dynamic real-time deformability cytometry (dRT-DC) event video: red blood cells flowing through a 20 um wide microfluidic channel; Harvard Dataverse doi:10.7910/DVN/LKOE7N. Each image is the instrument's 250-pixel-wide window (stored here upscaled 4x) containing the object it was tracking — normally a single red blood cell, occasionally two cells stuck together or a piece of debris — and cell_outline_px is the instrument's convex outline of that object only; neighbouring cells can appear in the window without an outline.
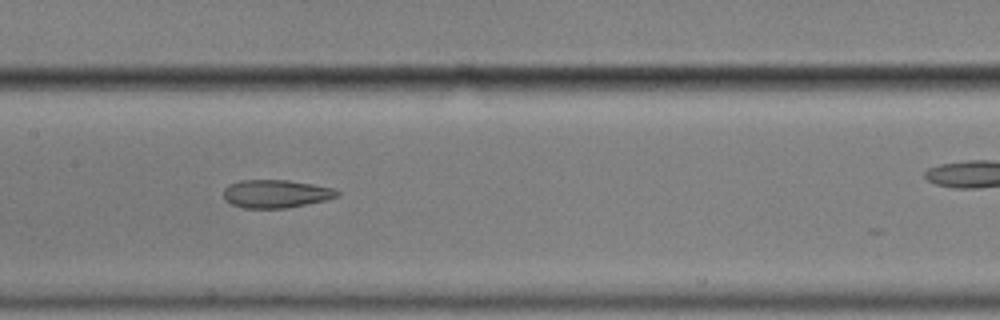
{"species": "common noctule bat (a hibernating species)", "species_latin": "Nyctalus noctula", "temperature_condition": "cold", "stored_images_in_passage": 18, "camera_frame_rate_fps": 3000, "um_per_image_px": 0.085, "animal": {"sex": "male", "body_mass_g": 17.9}, "frame": {"image": 1, "passage_image": 15, "time_ms": 4.667, "image_size_px": [1000, 320], "cell_outline_px": [[340, 192], [336, 196], [324, 200], [288, 208], [244, 208], [232, 204], [224, 200], [224, 188], [228, 184], [240, 180], [288, 180], [312, 184], [332, 188]], "centroid_in_image_um": [23.39, 16.47], "position_along_channel_um": 184.0, "area_um2": 18.5}}